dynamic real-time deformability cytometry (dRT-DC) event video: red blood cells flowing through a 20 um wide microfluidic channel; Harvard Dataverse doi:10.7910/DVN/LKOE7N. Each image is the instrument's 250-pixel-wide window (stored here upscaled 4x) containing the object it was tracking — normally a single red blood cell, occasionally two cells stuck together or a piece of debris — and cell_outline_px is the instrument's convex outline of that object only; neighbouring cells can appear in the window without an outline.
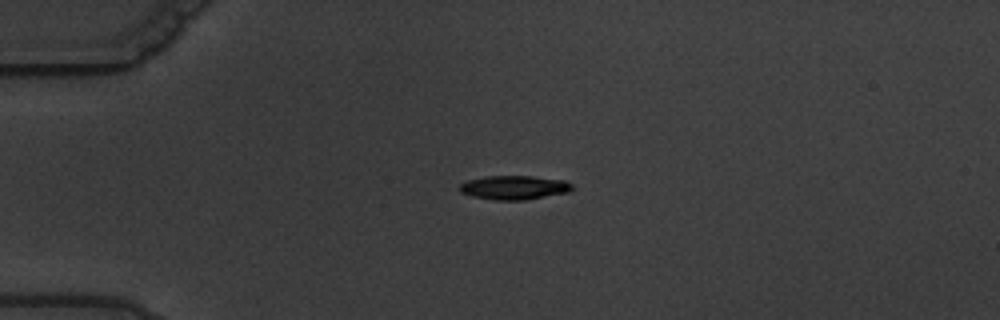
{"species": "common noctule bat (a hibernating species)", "species_latin": "Nyctalus noctula", "temperature_condition": "warm", "stored_images_in_passage": 5, "camera_frame_rate_fps": 3000, "um_per_image_px": 0.085, "animal": {"sex": "male", "body_mass_g": 19.5, "forearm_length_mm": 54.6}, "frame": {"image": 1, "passage_image": 4, "time_ms": 3.333, "image_size_px": [1000, 320], "cell_outline_px": [[572, 188], [568, 192], [524, 200], [496, 200], [472, 196], [460, 192], [456, 188], [460, 184], [468, 180], [484, 176], [532, 176], [564, 180], [572, 184]], "centroid_in_image_um": [43.65, 15.93], "position_along_channel_um": 41.3, "area_um2": 15.72}}